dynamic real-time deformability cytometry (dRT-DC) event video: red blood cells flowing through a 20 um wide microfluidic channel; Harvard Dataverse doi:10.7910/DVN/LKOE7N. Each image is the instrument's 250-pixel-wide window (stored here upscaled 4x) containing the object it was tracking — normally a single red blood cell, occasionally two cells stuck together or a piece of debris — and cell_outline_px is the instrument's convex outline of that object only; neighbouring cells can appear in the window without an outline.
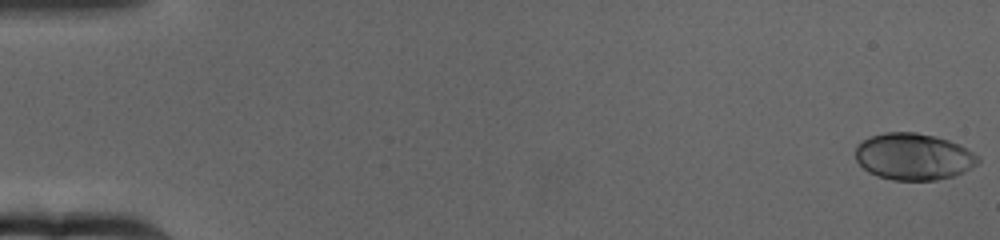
{"species": "human", "species_latin": "Homo sapiens", "temperature_condition": "cold", "stored_images_in_passage": 66, "camera_frame_rate_fps": 3000, "um_per_image_px": 0.085, "donor": {"sex": "female"}, "frame": {"image": 1, "passage_image": 1, "time_ms": 0.0, "image_size_px": [1000, 240], "cell_outline_px": [[980, 160], [976, 164], [964, 172], [956, 176], [936, 180], [892, 180], [868, 172], [856, 160], [856, 144], [872, 136], [884, 132], [916, 132], [936, 136], [960, 144], [980, 156]], "centroid_in_image_um": [77.68, 13.31], "position_along_channel_um": 7.3, "area_um2": 33.52}}
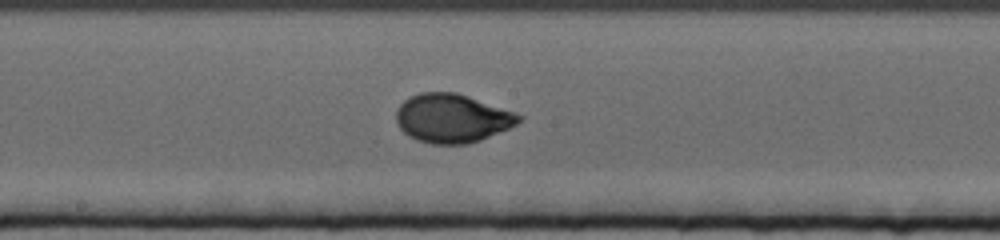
{"frame": {"image": 2, "passage_image": 36, "time_ms": 11.667, "image_size_px": [1000, 240], "cell_outline_px": [[524, 116], [516, 124], [508, 128], [480, 140], [464, 144], [432, 144], [416, 140], [408, 136], [400, 128], [396, 120], [396, 112], [400, 104], [404, 100], [420, 92], [456, 92]], "centroid_in_image_um": [38.39, 10.06], "position_along_channel_um": 209.8, "area_um2": 34.45}}
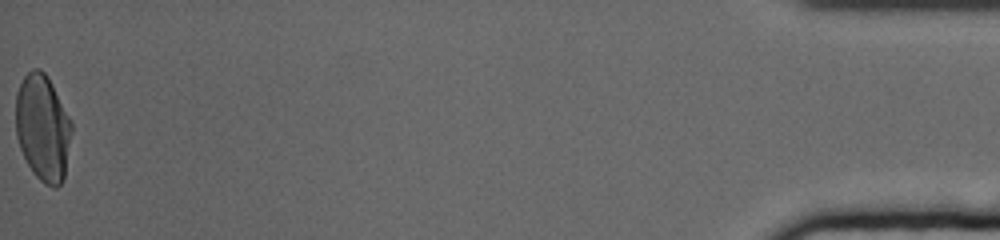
{"frame": {"image": 3, "passage_image": 66, "time_ms": 21.667, "image_size_px": [1000, 240], "cell_outline_px": [[72, 132], [64, 176], [60, 184], [56, 188], [52, 188], [44, 184], [32, 172], [20, 148], [16, 136], [16, 92], [24, 76], [32, 68], [40, 68], [48, 76], [72, 120]], "centroid_in_image_um": [3.64, 10.84], "position_along_channel_um": 431.6, "area_um2": 34.97}, "authors_computed_cell_mechanics": {"area_um2": 33.4373, "velocity_mm_per_s": 3.1338, "shape_relaxation_time_tau1_ms": 4.3072, "shape_relaxation_time_tau2_ms": null, "deformation_change_tau1": 0.1725, "deformation_change_tau2": null}}